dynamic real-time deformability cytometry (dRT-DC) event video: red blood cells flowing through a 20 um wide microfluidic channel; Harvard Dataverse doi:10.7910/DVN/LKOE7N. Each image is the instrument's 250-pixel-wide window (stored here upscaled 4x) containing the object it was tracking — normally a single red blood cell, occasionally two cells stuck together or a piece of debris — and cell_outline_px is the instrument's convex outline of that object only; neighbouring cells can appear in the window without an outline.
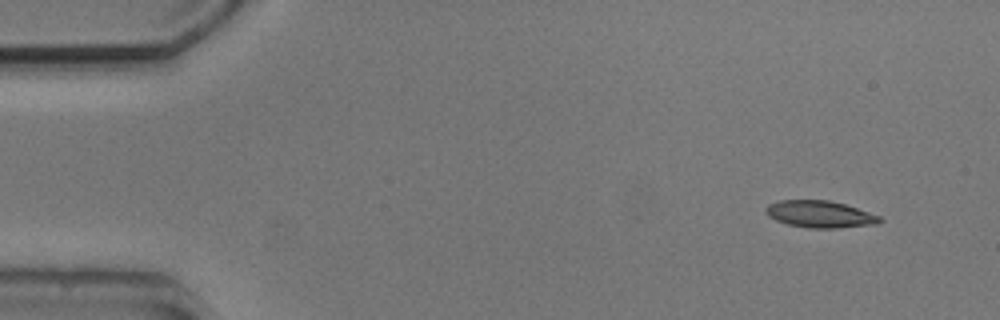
{"species": "common noctule bat (a hibernating species)", "species_latin": "Nyctalus noctula", "temperature_condition": "cold", "stored_images_in_passage": 5, "camera_frame_rate_fps": 3000, "um_per_image_px": 0.085, "animal": {"sex": "male", "body_mass_g": 20.5, "forearm_length_mm": 52.5}, "frame": {"image": 1, "passage_image": 1, "time_ms": 0.0, "image_size_px": [1000, 320], "cell_outline_px": [[884, 220], [880, 224], [836, 228], [808, 228], [788, 224], [776, 220], [768, 216], [764, 212], [764, 208], [768, 204], [780, 200], [828, 200], [844, 204], [880, 216]], "centroid_in_image_um": [69.69, 18.21], "position_along_channel_um": 15.3, "area_um2": 17.98}}
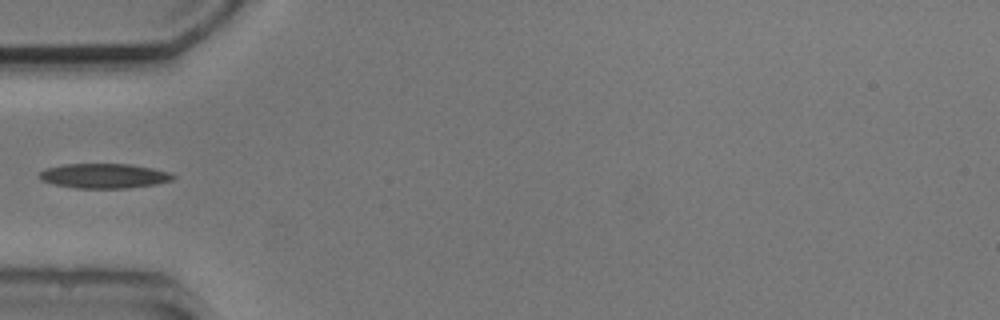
{"frame": {"image": 2, "passage_image": 4, "time_ms": 4.333, "image_size_px": [1000, 320], "cell_outline_px": [[176, 176], [172, 180], [156, 184], [128, 188], [76, 188], [56, 184], [40, 180], [40, 172], [44, 168], [64, 164], [132, 164], [152, 168], [168, 172]], "centroid_in_image_um": [8.85, 14.94], "position_along_channel_um": 76.2, "area_um2": 19.19}}